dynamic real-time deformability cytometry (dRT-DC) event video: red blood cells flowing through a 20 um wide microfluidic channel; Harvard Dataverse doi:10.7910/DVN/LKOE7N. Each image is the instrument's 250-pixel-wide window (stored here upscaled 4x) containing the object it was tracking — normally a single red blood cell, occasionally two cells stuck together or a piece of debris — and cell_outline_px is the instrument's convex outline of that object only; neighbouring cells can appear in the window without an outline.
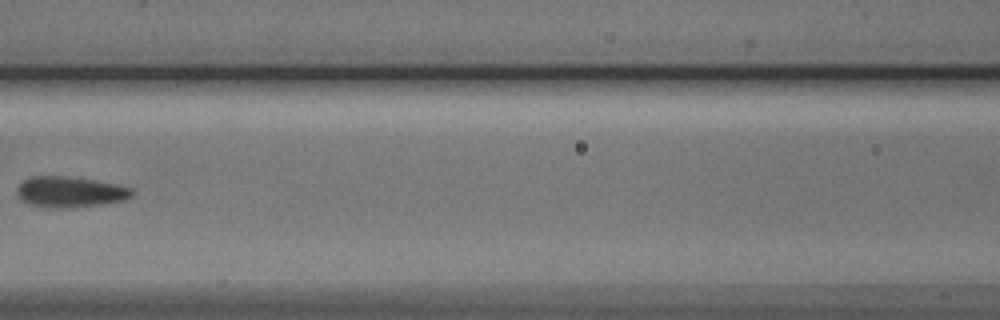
{"species": "Egyptian fruit bat (a non-hibernating species)", "species_latin": "Rousettus aegyptiacus", "temperature_condition": "cold", "stored_images_in_passage": 10, "camera_frame_rate_fps": 3000, "um_per_image_px": 0.085, "animal": {"sex": "male"}, "frame": {"image": 1, "passage_image": 9, "time_ms": 10.333, "image_size_px": [1000, 320], "cell_outline_px": [[136, 192], [132, 196], [124, 200], [100, 204], [72, 208], [52, 208], [28, 204], [20, 200], [16, 196], [16, 188], [24, 180], [32, 176], [64, 176], [92, 180], [116, 184], [132, 188]], "centroid_in_image_um": [5.93, 16.32], "position_along_channel_um": 160.7, "area_um2": 20.75}}
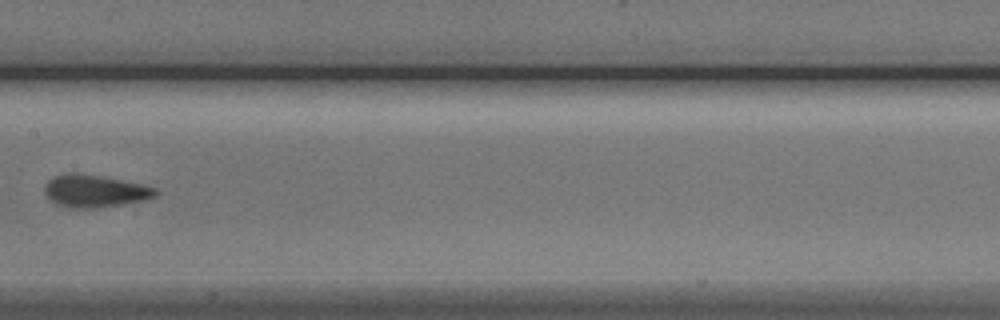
{"frame": {"image": 2, "passage_image": 10, "time_ms": 11.333, "image_size_px": [1000, 320], "cell_outline_px": [[160, 192], [156, 196], [148, 200], [92, 208], [68, 208], [56, 204], [44, 192], [44, 188], [48, 180], [52, 176], [68, 172], [76, 172], [100, 176], [140, 184], [156, 188]], "centroid_in_image_um": [8.05, 16.23], "position_along_channel_um": 199.4, "area_um2": 20.98}}